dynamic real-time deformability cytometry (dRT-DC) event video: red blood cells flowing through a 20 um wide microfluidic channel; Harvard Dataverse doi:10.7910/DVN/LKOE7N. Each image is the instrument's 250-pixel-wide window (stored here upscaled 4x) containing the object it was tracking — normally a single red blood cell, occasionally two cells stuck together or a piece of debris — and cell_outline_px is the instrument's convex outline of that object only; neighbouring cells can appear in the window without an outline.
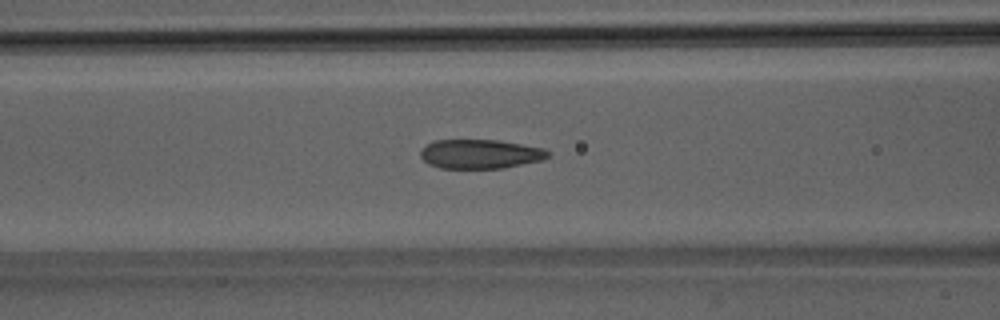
{"species": "Egyptian fruit bat (a non-hibernating species)", "species_latin": "Rousettus aegyptiacus", "temperature_condition": "room temperature", "stored_images_in_passage": 51, "camera_frame_rate_fps": 3000, "um_per_image_px": 0.085, "animal": {"sex": "male"}, "frame": {"image": 1, "passage_image": 21, "time_ms": 6.667, "image_size_px": [1000, 320], "cell_outline_px": [[552, 152], [544, 160], [504, 168], [440, 168], [428, 164], [420, 156], [420, 152], [432, 140], [500, 140], [544, 148]], "centroid_in_image_um": [40.86, 13.09], "position_along_channel_um": 125.7, "area_um2": 21.85}}
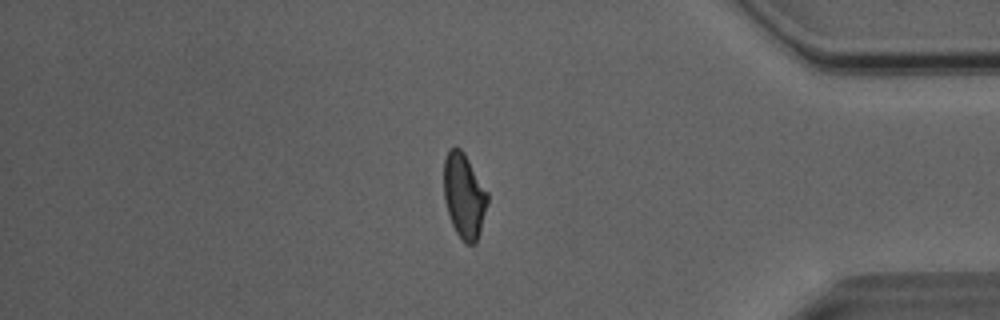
{"frame": {"image": 2, "passage_image": 43, "time_ms": 14.0, "image_size_px": [1000, 320], "cell_outline_px": [[488, 200], [480, 232], [476, 244], [464, 244], [456, 232], [452, 224], [444, 200], [444, 156], [448, 148], [460, 148], [464, 152], [488, 192]], "centroid_in_image_um": [39.44, 16.64], "position_along_channel_um": 395.8, "area_um2": 21.73}}
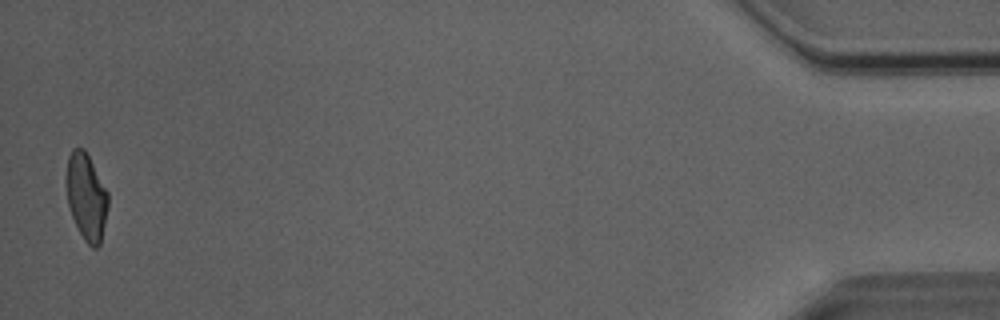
{"frame": {"image": 3, "passage_image": 50, "time_ms": 16.333, "image_size_px": [1000, 320], "cell_outline_px": [[108, 208], [100, 244], [96, 248], [92, 248], [84, 240], [72, 216], [68, 204], [64, 180], [68, 156], [72, 148], [84, 148], [108, 192]], "centroid_in_image_um": [7.32, 16.7], "position_along_channel_um": 427.9, "area_um2": 21.27}, "authors_computed_cell_mechanics": {"area_um2": 22.253, "velocity_mm_per_s": 4.07, "shape_relaxation_time_tau1_ms": 4.6273, "shape_relaxation_time_tau2_ms": 1.1043, "deformation_change_tau1": 0.1554, "deformation_change_tau2": 0.0738}}